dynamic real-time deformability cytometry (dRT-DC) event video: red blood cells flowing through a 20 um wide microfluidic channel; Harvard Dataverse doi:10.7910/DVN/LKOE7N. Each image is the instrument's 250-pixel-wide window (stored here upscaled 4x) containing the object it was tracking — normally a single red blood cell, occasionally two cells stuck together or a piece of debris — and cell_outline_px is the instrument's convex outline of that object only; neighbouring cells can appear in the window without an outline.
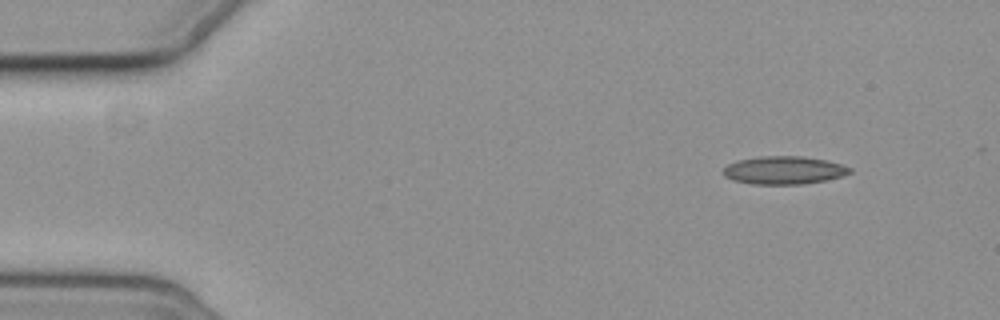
{"species": "common noctule bat (a hibernating species)", "species_latin": "Nyctalus noctula", "temperature_condition": "cold", "stored_images_in_passage": 4, "camera_frame_rate_fps": 3000, "um_per_image_px": 0.085, "animal": {"sex": "female", "body_mass_g": 19.3, "forearm_length_mm": 54.1}, "frame": {"image": 1, "passage_image": 1, "time_ms": 0.0, "image_size_px": [1000, 320], "cell_outline_px": [[852, 172], [840, 176], [824, 180], [804, 184], [752, 184], [732, 180], [724, 176], [724, 168], [728, 164], [736, 160], [756, 156], [804, 156], [824, 160], [840, 164], [852, 168]], "centroid_in_image_um": [66.59, 14.46], "position_along_channel_um": 18.4, "area_um2": 20.63}}
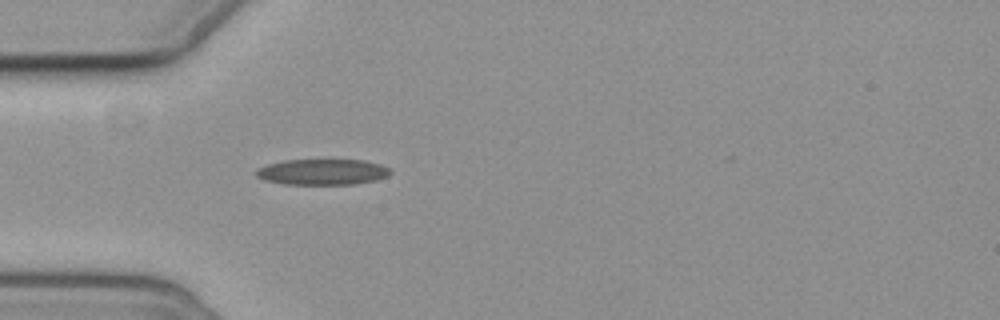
{"frame": {"image": 2, "passage_image": 4, "time_ms": 3.667, "image_size_px": [1000, 320], "cell_outline_px": [[392, 172], [388, 176], [376, 180], [356, 184], [284, 184], [264, 180], [256, 176], [256, 168], [268, 164], [284, 160], [364, 160], [380, 164], [388, 168]], "centroid_in_image_um": [27.4, 14.61], "position_along_channel_um": 57.6, "area_um2": 20.23}}